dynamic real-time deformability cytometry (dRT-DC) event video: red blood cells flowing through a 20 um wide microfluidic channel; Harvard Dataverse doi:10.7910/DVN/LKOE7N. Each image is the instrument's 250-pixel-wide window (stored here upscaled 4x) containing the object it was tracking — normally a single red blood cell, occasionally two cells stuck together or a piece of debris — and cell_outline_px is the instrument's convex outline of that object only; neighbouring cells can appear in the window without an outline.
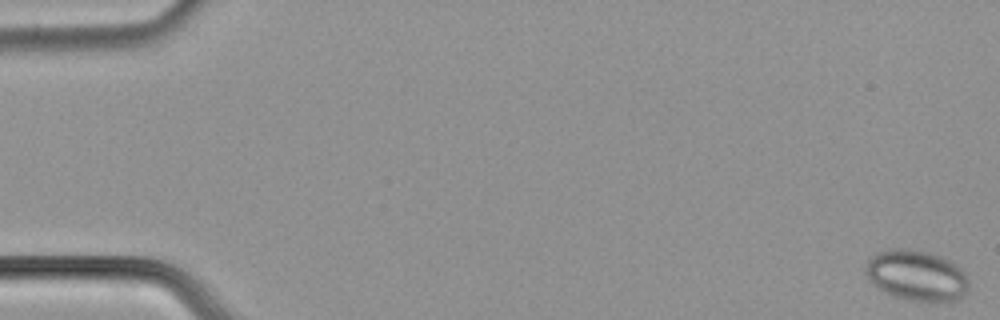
{"species": "common noctule bat (a hibernating species)", "species_latin": "Nyctalus noctula", "temperature_condition": "cold", "stored_images_in_passage": 6, "camera_frame_rate_fps": 3000, "um_per_image_px": 0.085, "animal": {"sex": "male", "body_mass_g": 21.5, "forearm_length_mm": 52.0}, "frame": {"image": 1, "passage_image": 1, "time_ms": 0.0, "image_size_px": [1000, 320], "cell_outline_px": [[968, 288], [960, 300], [912, 300], [892, 296], [884, 292], [872, 284], [864, 276], [864, 268], [868, 260], [876, 252], [888, 248], [908, 248], [928, 252], [940, 256], [948, 260], [960, 268], [964, 272], [968, 280]], "centroid_in_image_um": [77.84, 23.39], "position_along_channel_um": 7.2, "area_um2": 30.58}}